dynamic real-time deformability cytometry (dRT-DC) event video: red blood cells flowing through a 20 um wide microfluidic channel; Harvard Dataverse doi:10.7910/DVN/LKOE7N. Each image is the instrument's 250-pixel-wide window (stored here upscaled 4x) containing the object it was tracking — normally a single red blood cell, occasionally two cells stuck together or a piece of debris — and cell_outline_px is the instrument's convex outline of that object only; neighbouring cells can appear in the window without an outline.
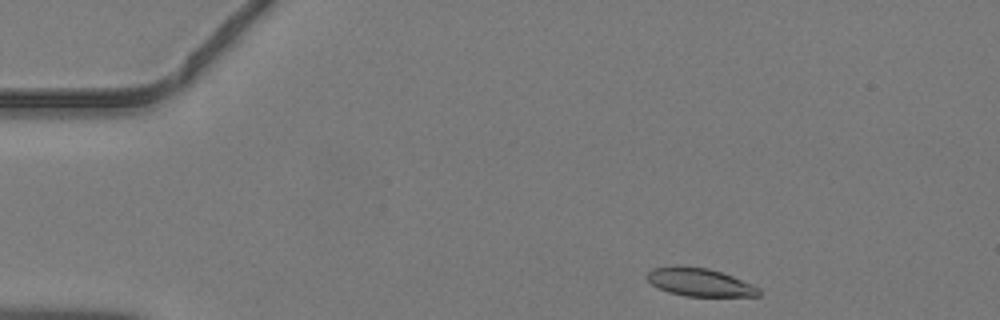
{"species": "common noctule bat (a hibernating species)", "species_latin": "Nyctalus noctula", "temperature_condition": "warm", "stored_images_in_passage": 40, "camera_frame_rate_fps": 3000, "um_per_image_px": 0.085, "animal": {"sex": "male", "body_mass_g": 19.2, "forearm_length_mm": 51.8}, "frame": {"image": 1, "passage_image": 1, "time_ms": 0.0, "image_size_px": [1000, 320], "cell_outline_px": [[760, 296], [684, 296], [668, 292], [652, 284], [644, 276], [652, 268], [708, 268], [732, 276], [752, 284], [760, 288]], "centroid_in_image_um": [59.51, 24.03], "position_along_channel_um": 25.5, "area_um2": 17.69}}
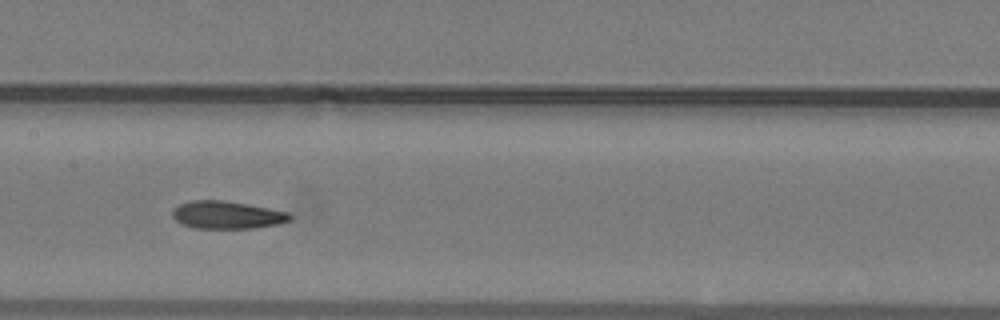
{"frame": {"image": 2, "passage_image": 17, "time_ms": 5.333, "image_size_px": [1000, 320], "cell_outline_px": [[292, 220], [280, 224], [256, 228], [196, 228], [184, 224], [176, 220], [172, 216], [172, 208], [180, 204], [192, 200], [224, 200], [268, 208], [288, 212], [292, 216]], "centroid_in_image_um": [19.32, 18.27], "position_along_channel_um": 188.1, "area_um2": 18.96}}
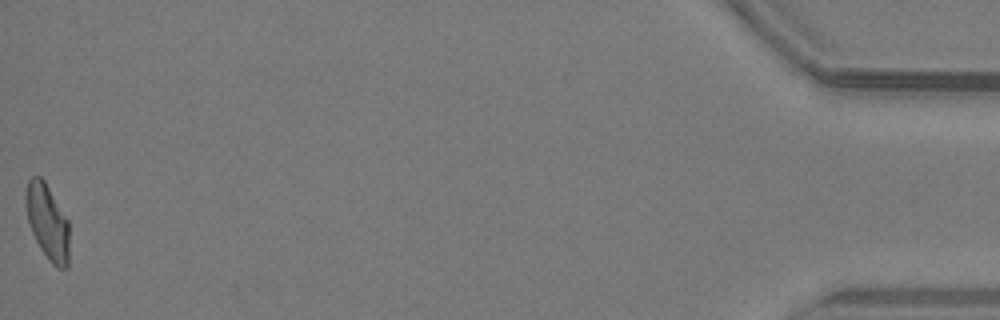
{"frame": {"image": 3, "passage_image": 40, "time_ms": 13.0, "image_size_px": [1000, 320], "cell_outline_px": [[68, 268], [56, 268], [48, 260], [40, 248], [28, 224], [24, 196], [28, 180], [32, 176], [40, 176], [44, 180], [68, 220]], "centroid_in_image_um": [4.01, 18.86], "position_along_channel_um": 431.2, "area_um2": 19.13}}